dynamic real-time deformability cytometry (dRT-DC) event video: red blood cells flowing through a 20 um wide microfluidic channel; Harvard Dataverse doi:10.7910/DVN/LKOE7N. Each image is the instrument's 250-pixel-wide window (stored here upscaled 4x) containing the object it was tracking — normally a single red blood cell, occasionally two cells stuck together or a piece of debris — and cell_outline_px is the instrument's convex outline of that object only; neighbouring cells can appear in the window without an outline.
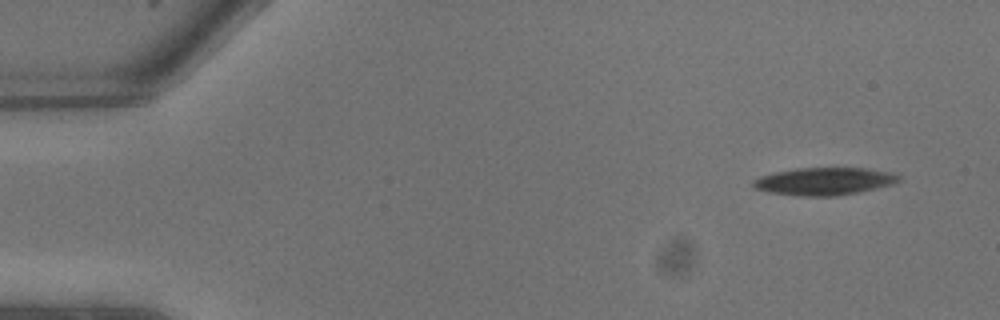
{"species": "common noctule bat (a hibernating species)", "species_latin": "Nyctalus noctula", "temperature_condition": "warm", "stored_images_in_passage": 6, "camera_frame_rate_fps": 3000, "um_per_image_px": 0.085, "animal": {"sex": "male", "body_mass_g": 13.3}, "frame": {"image": 1, "passage_image": 1, "time_ms": 0.0, "image_size_px": [1000, 320], "cell_outline_px": [[900, 180], [892, 184], [876, 188], [836, 196], [796, 196], [768, 192], [752, 188], [752, 180], [760, 176], [776, 172], [796, 168], [864, 168], [888, 172], [900, 176]], "centroid_in_image_um": [69.99, 15.41], "position_along_channel_um": 15.0, "area_um2": 23.29}}
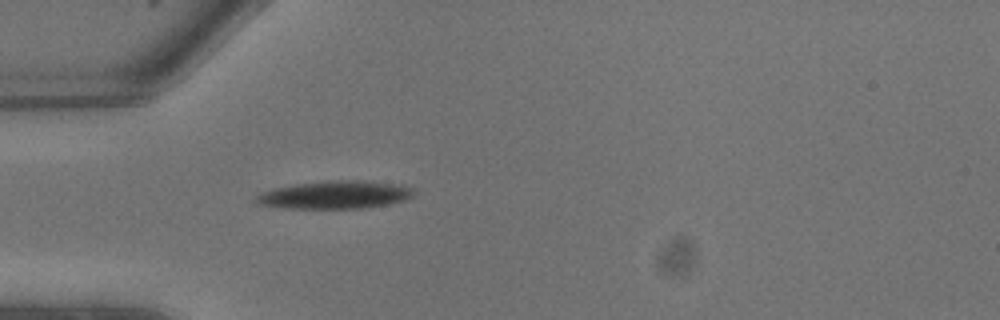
{"frame": {"image": 2, "passage_image": 6, "time_ms": 1.667, "image_size_px": [1000, 320], "cell_outline_px": [[416, 192], [412, 196], [404, 200], [388, 204], [364, 208], [284, 208], [260, 204], [256, 200], [256, 196], [260, 192], [272, 188], [292, 184], [332, 180], [364, 180], [404, 184], [416, 188]], "centroid_in_image_um": [28.54, 16.54], "position_along_channel_um": 56.5, "area_um2": 26.01}}